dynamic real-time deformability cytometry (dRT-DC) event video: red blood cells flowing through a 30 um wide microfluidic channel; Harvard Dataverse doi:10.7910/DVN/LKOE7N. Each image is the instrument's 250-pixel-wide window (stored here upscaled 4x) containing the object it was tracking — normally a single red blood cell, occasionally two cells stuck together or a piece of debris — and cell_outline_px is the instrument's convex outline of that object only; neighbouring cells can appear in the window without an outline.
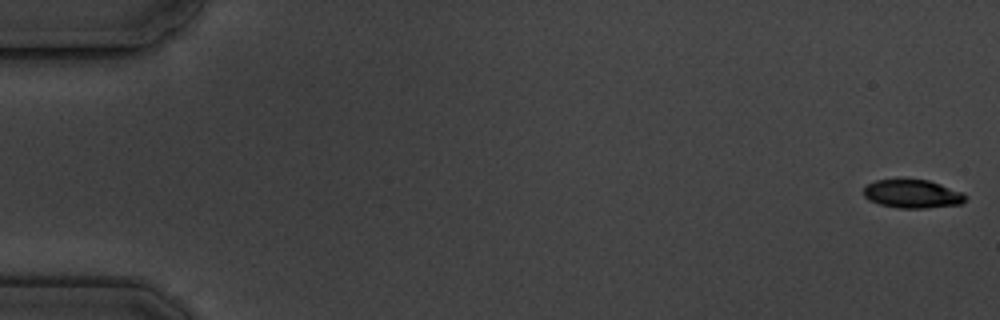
{"species": "common noctule bat (a hibernating species)", "species_latin": "Nyctalus noctula", "temperature_condition": "cold", "stored_images_in_passage": 5, "camera_frame_rate_fps": 3000, "um_per_image_px": 0.085, "animal": {"sex": "male", "body_mass_g": 19.5, "forearm_length_mm": 54.6}, "frame": {"image": 1, "passage_image": 1, "time_ms": 0.0, "image_size_px": [1000, 320], "cell_outline_px": [[968, 196], [960, 204], [924, 208], [900, 208], [880, 204], [868, 200], [864, 196], [864, 188], [868, 184], [876, 180], [928, 180], [964, 192]], "centroid_in_image_um": [77.57, 16.48], "position_along_channel_um": 7.4, "area_um2": 16.7}}